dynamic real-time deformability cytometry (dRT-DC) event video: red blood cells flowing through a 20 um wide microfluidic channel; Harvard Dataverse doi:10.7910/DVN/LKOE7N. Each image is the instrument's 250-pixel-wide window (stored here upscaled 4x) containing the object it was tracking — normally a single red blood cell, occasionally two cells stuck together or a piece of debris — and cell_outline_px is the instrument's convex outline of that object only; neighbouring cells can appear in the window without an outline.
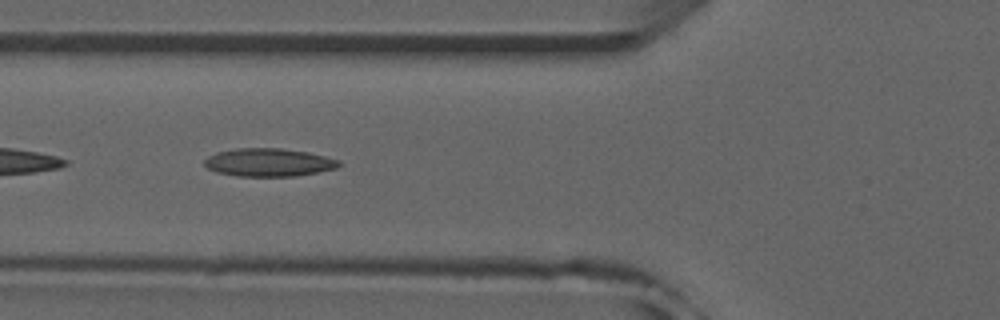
{"species": "common noctule bat (a hibernating species)", "species_latin": "Nyctalus noctula", "temperature_condition": "room temperature", "stored_images_in_passage": 44, "camera_frame_rate_fps": 3000, "um_per_image_px": 0.085, "animal": {"sex": "male", "forearm_length_mm": 52.5}, "frame": {"image": 1, "passage_image": 19, "time_ms": 6.0, "image_size_px": [1000, 320], "cell_outline_px": [[340, 164], [336, 168], [296, 176], [236, 176], [216, 172], [208, 168], [204, 164], [204, 160], [208, 156], [216, 152], [236, 148], [280, 148], [308, 152], [340, 160]], "centroid_in_image_um": [22.81, 13.8], "position_along_channel_um": 103.0, "area_um2": 21.96}, "authors_computed_cell_mechanics": {"area_um2": 21.2993, "velocity_mm_per_s": 3.9647, "shape_relaxation_time_tau1_ms": null, "shape_relaxation_time_tau2_ms": 3.5502, "deformation_change_tau1": null, "deformation_change_tau2": 0.1175}}